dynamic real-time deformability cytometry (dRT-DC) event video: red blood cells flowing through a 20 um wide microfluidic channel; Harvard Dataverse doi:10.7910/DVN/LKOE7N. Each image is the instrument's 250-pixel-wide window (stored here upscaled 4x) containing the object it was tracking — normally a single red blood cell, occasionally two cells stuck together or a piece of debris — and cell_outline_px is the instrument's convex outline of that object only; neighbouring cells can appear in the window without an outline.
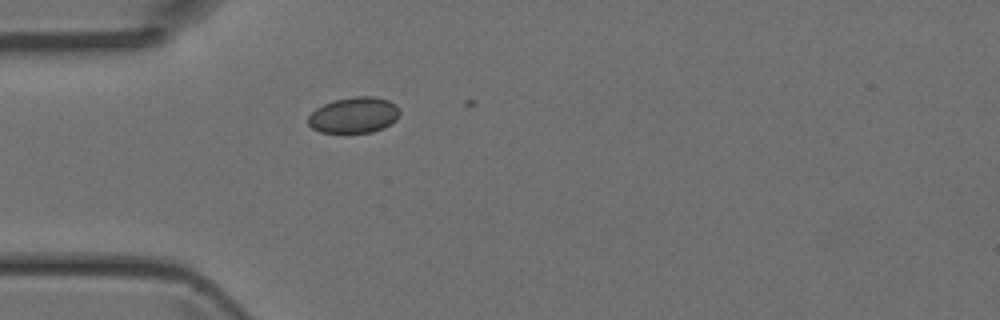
{"species": "Egyptian fruit bat (a non-hibernating species)", "species_latin": "Rousettus aegyptiacus", "temperature_condition": "room temperature", "stored_images_in_passage": 2, "camera_frame_rate_fps": 3000, "um_per_image_px": 0.085, "animal": {"sex": "female"}, "frame": {"image": 1, "passage_image": 2, "time_ms": 0.333, "image_size_px": [1000, 320], "cell_outline_px": [[400, 112], [396, 120], [384, 128], [372, 132], [320, 132], [312, 128], [308, 124], [308, 116], [316, 108], [332, 100], [352, 96], [372, 96], [388, 100], [396, 104]], "centroid_in_image_um": [30.09, 9.77], "position_along_channel_um": 54.9, "area_um2": 19.25}}